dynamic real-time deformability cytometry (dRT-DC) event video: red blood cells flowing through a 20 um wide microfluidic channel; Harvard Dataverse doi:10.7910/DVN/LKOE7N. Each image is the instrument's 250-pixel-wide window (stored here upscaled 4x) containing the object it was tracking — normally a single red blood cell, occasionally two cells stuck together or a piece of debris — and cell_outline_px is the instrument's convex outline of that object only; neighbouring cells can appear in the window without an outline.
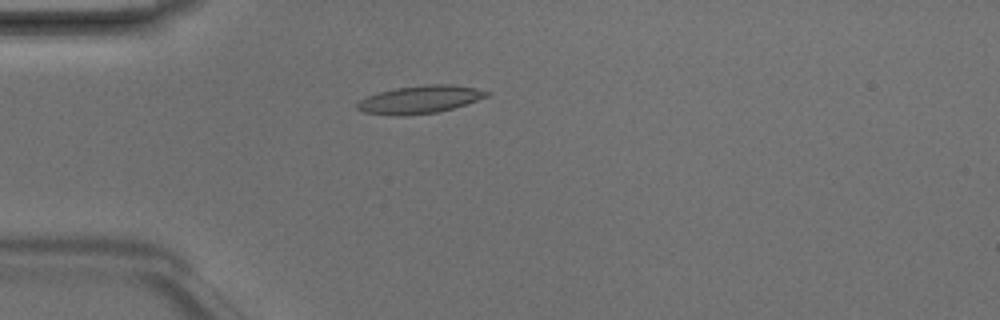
{"species": "Egyptian fruit bat (a non-hibernating species)", "species_latin": "Rousettus aegyptiacus", "temperature_condition": "room temperature", "stored_images_in_passage": 4, "camera_frame_rate_fps": 3000, "um_per_image_px": 0.085, "animal": {"sex": "male"}, "frame": {"image": 1, "passage_image": 4, "time_ms": 1.0, "image_size_px": [1000, 320], "cell_outline_px": [[492, 92], [488, 96], [452, 108], [436, 112], [392, 116], [364, 112], [356, 108], [356, 104], [360, 100], [376, 92], [396, 88], [424, 84], [452, 84], [476, 88]], "centroid_in_image_um": [35.67, 8.44], "position_along_channel_um": 49.3, "area_um2": 20.87}}